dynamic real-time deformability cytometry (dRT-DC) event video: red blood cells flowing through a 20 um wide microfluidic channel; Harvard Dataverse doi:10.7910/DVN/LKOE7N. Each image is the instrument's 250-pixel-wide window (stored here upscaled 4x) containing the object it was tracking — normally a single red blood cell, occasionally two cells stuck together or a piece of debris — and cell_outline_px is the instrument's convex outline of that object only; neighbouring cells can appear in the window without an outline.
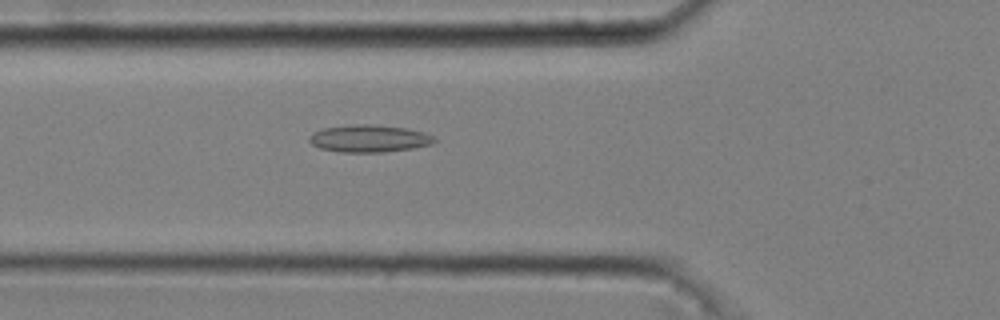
{"species": "common noctule bat (a hibernating species)", "species_latin": "Nyctalus noctula", "temperature_condition": "cold", "stored_images_in_passage": 48, "camera_frame_rate_fps": 3000, "um_per_image_px": 0.085, "animal": {"sex": "male", "body_mass_g": 20.4}, "frame": {"image": 1, "passage_image": 19, "time_ms": 6.0, "image_size_px": [1000, 320], "cell_outline_px": [[436, 140], [432, 144], [416, 148], [384, 152], [340, 152], [320, 148], [312, 144], [308, 140], [308, 136], [312, 132], [324, 128], [356, 124], [368, 124], [404, 128], [424, 132], [432, 136]], "centroid_in_image_um": [31.36, 11.78], "position_along_channel_um": 94.4, "area_um2": 19.88}}
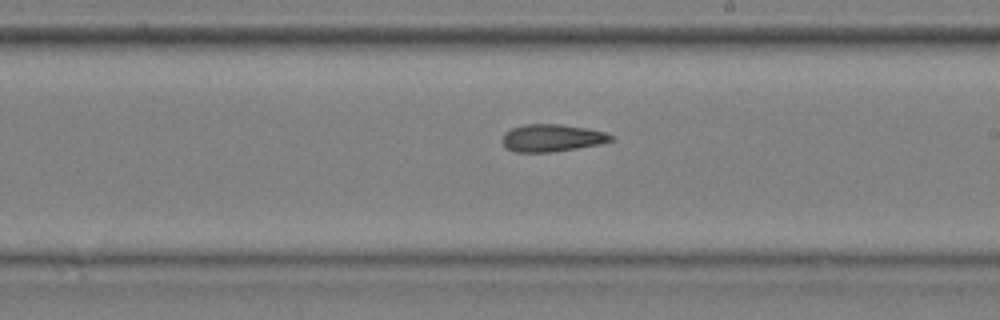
{"frame": {"image": 2, "passage_image": 31, "time_ms": 10.0, "image_size_px": [1000, 320], "cell_outline_px": [[616, 140], [600, 144], [576, 148], [548, 152], [516, 152], [508, 148], [500, 140], [504, 132], [512, 128], [524, 124], [560, 124], [584, 128], [604, 132], [616, 136]], "centroid_in_image_um": [46.92, 11.72], "position_along_channel_um": 242.1, "area_um2": 17.34}}
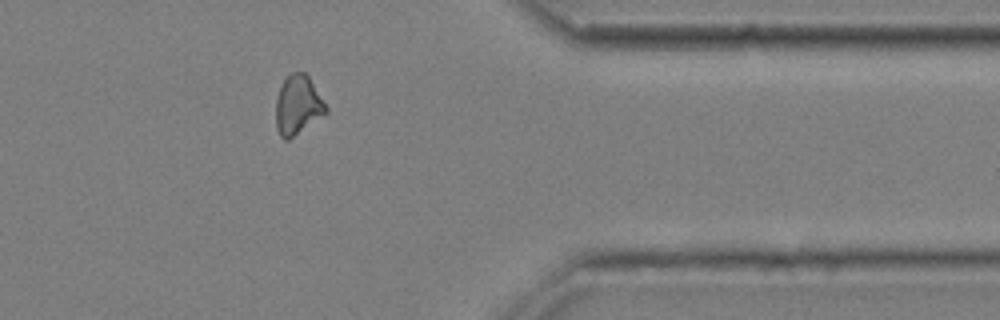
{"frame": {"image": 3, "passage_image": 44, "time_ms": 14.333, "image_size_px": [1000, 320], "cell_outline_px": [[328, 112], [288, 140], [284, 140], [280, 136], [276, 128], [276, 96], [284, 80], [292, 72], [304, 72], [308, 76], [328, 108]], "centroid_in_image_um": [25.3, 8.95], "position_along_channel_um": 386.1, "area_um2": 17.11}, "authors_computed_cell_mechanics": {"area_um2": 17.9469, "velocity_mm_per_s": 3.6893, "shape_relaxation_time_tau1_ms": null, "shape_relaxation_time_tau2_ms": 3.9139, "deformation_change_tau1": null, "deformation_change_tau2": 0.1128}}